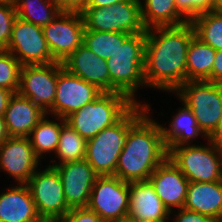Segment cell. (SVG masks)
I'll return each mask as SVG.
<instances>
[{"label": "cell", "instance_id": "cell-1", "mask_svg": "<svg viewBox=\"0 0 222 222\" xmlns=\"http://www.w3.org/2000/svg\"><path fill=\"white\" fill-rule=\"evenodd\" d=\"M194 35L195 29L191 22L179 26L146 29V86L175 92L186 82L187 51Z\"/></svg>", "mask_w": 222, "mask_h": 222}, {"label": "cell", "instance_id": "cell-2", "mask_svg": "<svg viewBox=\"0 0 222 222\" xmlns=\"http://www.w3.org/2000/svg\"><path fill=\"white\" fill-rule=\"evenodd\" d=\"M147 111L129 130L115 175L125 182L145 181L168 158L161 125Z\"/></svg>", "mask_w": 222, "mask_h": 222}, {"label": "cell", "instance_id": "cell-3", "mask_svg": "<svg viewBox=\"0 0 222 222\" xmlns=\"http://www.w3.org/2000/svg\"><path fill=\"white\" fill-rule=\"evenodd\" d=\"M148 104L135 103L116 123L87 141L86 158L98 176H114L128 130L147 112Z\"/></svg>", "mask_w": 222, "mask_h": 222}, {"label": "cell", "instance_id": "cell-4", "mask_svg": "<svg viewBox=\"0 0 222 222\" xmlns=\"http://www.w3.org/2000/svg\"><path fill=\"white\" fill-rule=\"evenodd\" d=\"M146 33L130 35L117 51L106 60L110 75V92L125 94L133 103L144 81V56Z\"/></svg>", "mask_w": 222, "mask_h": 222}, {"label": "cell", "instance_id": "cell-5", "mask_svg": "<svg viewBox=\"0 0 222 222\" xmlns=\"http://www.w3.org/2000/svg\"><path fill=\"white\" fill-rule=\"evenodd\" d=\"M134 104L123 93L103 92L96 100L67 116L65 121L88 141L116 123Z\"/></svg>", "mask_w": 222, "mask_h": 222}, {"label": "cell", "instance_id": "cell-6", "mask_svg": "<svg viewBox=\"0 0 222 222\" xmlns=\"http://www.w3.org/2000/svg\"><path fill=\"white\" fill-rule=\"evenodd\" d=\"M209 145L169 146L168 158L189 182L222 180V150Z\"/></svg>", "mask_w": 222, "mask_h": 222}, {"label": "cell", "instance_id": "cell-7", "mask_svg": "<svg viewBox=\"0 0 222 222\" xmlns=\"http://www.w3.org/2000/svg\"><path fill=\"white\" fill-rule=\"evenodd\" d=\"M174 93L193 112L208 137L222 119V84L186 81Z\"/></svg>", "mask_w": 222, "mask_h": 222}, {"label": "cell", "instance_id": "cell-8", "mask_svg": "<svg viewBox=\"0 0 222 222\" xmlns=\"http://www.w3.org/2000/svg\"><path fill=\"white\" fill-rule=\"evenodd\" d=\"M141 0H124L112 6L82 8L84 30L123 32L130 35L146 33L141 17Z\"/></svg>", "mask_w": 222, "mask_h": 222}, {"label": "cell", "instance_id": "cell-9", "mask_svg": "<svg viewBox=\"0 0 222 222\" xmlns=\"http://www.w3.org/2000/svg\"><path fill=\"white\" fill-rule=\"evenodd\" d=\"M26 185L44 222H53L70 210L60 175L54 167L48 166L40 172L36 170Z\"/></svg>", "mask_w": 222, "mask_h": 222}, {"label": "cell", "instance_id": "cell-10", "mask_svg": "<svg viewBox=\"0 0 222 222\" xmlns=\"http://www.w3.org/2000/svg\"><path fill=\"white\" fill-rule=\"evenodd\" d=\"M62 67L60 62L22 65L17 93L50 115L56 95L57 75Z\"/></svg>", "mask_w": 222, "mask_h": 222}, {"label": "cell", "instance_id": "cell-11", "mask_svg": "<svg viewBox=\"0 0 222 222\" xmlns=\"http://www.w3.org/2000/svg\"><path fill=\"white\" fill-rule=\"evenodd\" d=\"M87 207L104 222H113L128 216L129 183L116 176H98Z\"/></svg>", "mask_w": 222, "mask_h": 222}, {"label": "cell", "instance_id": "cell-12", "mask_svg": "<svg viewBox=\"0 0 222 222\" xmlns=\"http://www.w3.org/2000/svg\"><path fill=\"white\" fill-rule=\"evenodd\" d=\"M84 21L80 11H65L42 28L52 57L62 63L83 42Z\"/></svg>", "mask_w": 222, "mask_h": 222}, {"label": "cell", "instance_id": "cell-13", "mask_svg": "<svg viewBox=\"0 0 222 222\" xmlns=\"http://www.w3.org/2000/svg\"><path fill=\"white\" fill-rule=\"evenodd\" d=\"M22 65L56 62L43 36L42 27L16 18L8 45L4 48Z\"/></svg>", "mask_w": 222, "mask_h": 222}, {"label": "cell", "instance_id": "cell-14", "mask_svg": "<svg viewBox=\"0 0 222 222\" xmlns=\"http://www.w3.org/2000/svg\"><path fill=\"white\" fill-rule=\"evenodd\" d=\"M103 91L94 84L69 73L64 67L58 71L57 87L51 115L65 119L86 104L96 100Z\"/></svg>", "mask_w": 222, "mask_h": 222}, {"label": "cell", "instance_id": "cell-15", "mask_svg": "<svg viewBox=\"0 0 222 222\" xmlns=\"http://www.w3.org/2000/svg\"><path fill=\"white\" fill-rule=\"evenodd\" d=\"M60 175L66 203L70 209L87 207L98 175L84 159L54 166Z\"/></svg>", "mask_w": 222, "mask_h": 222}, {"label": "cell", "instance_id": "cell-16", "mask_svg": "<svg viewBox=\"0 0 222 222\" xmlns=\"http://www.w3.org/2000/svg\"><path fill=\"white\" fill-rule=\"evenodd\" d=\"M39 162L28 137H9L0 144V169L15 178L18 184L30 180Z\"/></svg>", "mask_w": 222, "mask_h": 222}, {"label": "cell", "instance_id": "cell-17", "mask_svg": "<svg viewBox=\"0 0 222 222\" xmlns=\"http://www.w3.org/2000/svg\"><path fill=\"white\" fill-rule=\"evenodd\" d=\"M148 180L170 214L173 208H183L189 181L169 158L156 168Z\"/></svg>", "mask_w": 222, "mask_h": 222}, {"label": "cell", "instance_id": "cell-18", "mask_svg": "<svg viewBox=\"0 0 222 222\" xmlns=\"http://www.w3.org/2000/svg\"><path fill=\"white\" fill-rule=\"evenodd\" d=\"M62 64L69 73L94 84L103 92H110V75L106 60L85 45L81 44Z\"/></svg>", "mask_w": 222, "mask_h": 222}, {"label": "cell", "instance_id": "cell-19", "mask_svg": "<svg viewBox=\"0 0 222 222\" xmlns=\"http://www.w3.org/2000/svg\"><path fill=\"white\" fill-rule=\"evenodd\" d=\"M128 216L138 222L170 218L169 210L149 180L129 182Z\"/></svg>", "mask_w": 222, "mask_h": 222}, {"label": "cell", "instance_id": "cell-20", "mask_svg": "<svg viewBox=\"0 0 222 222\" xmlns=\"http://www.w3.org/2000/svg\"><path fill=\"white\" fill-rule=\"evenodd\" d=\"M0 222H44L26 184H17L0 194Z\"/></svg>", "mask_w": 222, "mask_h": 222}, {"label": "cell", "instance_id": "cell-21", "mask_svg": "<svg viewBox=\"0 0 222 222\" xmlns=\"http://www.w3.org/2000/svg\"><path fill=\"white\" fill-rule=\"evenodd\" d=\"M183 208L222 222V180L216 182H189Z\"/></svg>", "mask_w": 222, "mask_h": 222}, {"label": "cell", "instance_id": "cell-22", "mask_svg": "<svg viewBox=\"0 0 222 222\" xmlns=\"http://www.w3.org/2000/svg\"><path fill=\"white\" fill-rule=\"evenodd\" d=\"M45 115L28 98L15 93L3 117L10 137H29L31 131Z\"/></svg>", "mask_w": 222, "mask_h": 222}, {"label": "cell", "instance_id": "cell-23", "mask_svg": "<svg viewBox=\"0 0 222 222\" xmlns=\"http://www.w3.org/2000/svg\"><path fill=\"white\" fill-rule=\"evenodd\" d=\"M216 50L196 35L190 41L186 57V81H208Z\"/></svg>", "mask_w": 222, "mask_h": 222}, {"label": "cell", "instance_id": "cell-24", "mask_svg": "<svg viewBox=\"0 0 222 222\" xmlns=\"http://www.w3.org/2000/svg\"><path fill=\"white\" fill-rule=\"evenodd\" d=\"M178 113H175L173 120L170 123V128H164L161 125L162 135L166 147L169 146H182L190 145V141L197 136H207L203 133L197 124L196 118L193 112L185 105Z\"/></svg>", "mask_w": 222, "mask_h": 222}, {"label": "cell", "instance_id": "cell-25", "mask_svg": "<svg viewBox=\"0 0 222 222\" xmlns=\"http://www.w3.org/2000/svg\"><path fill=\"white\" fill-rule=\"evenodd\" d=\"M141 17L146 29L179 26L189 22L176 8L175 0H143Z\"/></svg>", "mask_w": 222, "mask_h": 222}, {"label": "cell", "instance_id": "cell-26", "mask_svg": "<svg viewBox=\"0 0 222 222\" xmlns=\"http://www.w3.org/2000/svg\"><path fill=\"white\" fill-rule=\"evenodd\" d=\"M13 3L18 18L42 28L62 11L55 0H13Z\"/></svg>", "mask_w": 222, "mask_h": 222}, {"label": "cell", "instance_id": "cell-27", "mask_svg": "<svg viewBox=\"0 0 222 222\" xmlns=\"http://www.w3.org/2000/svg\"><path fill=\"white\" fill-rule=\"evenodd\" d=\"M61 122L57 123L47 119V114L38 122L29 134V141L34 149L35 155L40 159L45 152H56L62 125L66 122L61 117H56ZM32 136V137H31Z\"/></svg>", "mask_w": 222, "mask_h": 222}, {"label": "cell", "instance_id": "cell-28", "mask_svg": "<svg viewBox=\"0 0 222 222\" xmlns=\"http://www.w3.org/2000/svg\"><path fill=\"white\" fill-rule=\"evenodd\" d=\"M86 146L87 141L65 122L62 125L59 144L55 152L61 163L55 162L49 166L54 167L57 164L84 160L86 158Z\"/></svg>", "mask_w": 222, "mask_h": 222}, {"label": "cell", "instance_id": "cell-29", "mask_svg": "<svg viewBox=\"0 0 222 222\" xmlns=\"http://www.w3.org/2000/svg\"><path fill=\"white\" fill-rule=\"evenodd\" d=\"M130 36L123 32L84 30L82 44L102 59H109Z\"/></svg>", "mask_w": 222, "mask_h": 222}, {"label": "cell", "instance_id": "cell-30", "mask_svg": "<svg viewBox=\"0 0 222 222\" xmlns=\"http://www.w3.org/2000/svg\"><path fill=\"white\" fill-rule=\"evenodd\" d=\"M191 23L195 29V35L204 43L213 47L216 51L222 50V12L210 11L201 13Z\"/></svg>", "mask_w": 222, "mask_h": 222}, {"label": "cell", "instance_id": "cell-31", "mask_svg": "<svg viewBox=\"0 0 222 222\" xmlns=\"http://www.w3.org/2000/svg\"><path fill=\"white\" fill-rule=\"evenodd\" d=\"M22 64L10 52L0 49V87L17 93Z\"/></svg>", "mask_w": 222, "mask_h": 222}, {"label": "cell", "instance_id": "cell-32", "mask_svg": "<svg viewBox=\"0 0 222 222\" xmlns=\"http://www.w3.org/2000/svg\"><path fill=\"white\" fill-rule=\"evenodd\" d=\"M177 10L191 22L201 13L216 11V0H175Z\"/></svg>", "mask_w": 222, "mask_h": 222}, {"label": "cell", "instance_id": "cell-33", "mask_svg": "<svg viewBox=\"0 0 222 222\" xmlns=\"http://www.w3.org/2000/svg\"><path fill=\"white\" fill-rule=\"evenodd\" d=\"M16 18L14 3L0 4V49L8 45Z\"/></svg>", "mask_w": 222, "mask_h": 222}, {"label": "cell", "instance_id": "cell-34", "mask_svg": "<svg viewBox=\"0 0 222 222\" xmlns=\"http://www.w3.org/2000/svg\"><path fill=\"white\" fill-rule=\"evenodd\" d=\"M53 222H104L103 219L88 207L70 209Z\"/></svg>", "mask_w": 222, "mask_h": 222}, {"label": "cell", "instance_id": "cell-35", "mask_svg": "<svg viewBox=\"0 0 222 222\" xmlns=\"http://www.w3.org/2000/svg\"><path fill=\"white\" fill-rule=\"evenodd\" d=\"M177 215L174 222H216L211 217L190 211L185 208L177 209Z\"/></svg>", "mask_w": 222, "mask_h": 222}, {"label": "cell", "instance_id": "cell-36", "mask_svg": "<svg viewBox=\"0 0 222 222\" xmlns=\"http://www.w3.org/2000/svg\"><path fill=\"white\" fill-rule=\"evenodd\" d=\"M210 82L222 84V50L216 51Z\"/></svg>", "mask_w": 222, "mask_h": 222}, {"label": "cell", "instance_id": "cell-37", "mask_svg": "<svg viewBox=\"0 0 222 222\" xmlns=\"http://www.w3.org/2000/svg\"><path fill=\"white\" fill-rule=\"evenodd\" d=\"M58 6L65 11H80L86 0H55Z\"/></svg>", "mask_w": 222, "mask_h": 222}, {"label": "cell", "instance_id": "cell-38", "mask_svg": "<svg viewBox=\"0 0 222 222\" xmlns=\"http://www.w3.org/2000/svg\"><path fill=\"white\" fill-rule=\"evenodd\" d=\"M207 141L212 143L218 149L222 150V119L217 124L216 128L207 137Z\"/></svg>", "mask_w": 222, "mask_h": 222}, {"label": "cell", "instance_id": "cell-39", "mask_svg": "<svg viewBox=\"0 0 222 222\" xmlns=\"http://www.w3.org/2000/svg\"><path fill=\"white\" fill-rule=\"evenodd\" d=\"M15 94L11 90L0 87V116L3 117L10 99Z\"/></svg>", "mask_w": 222, "mask_h": 222}, {"label": "cell", "instance_id": "cell-40", "mask_svg": "<svg viewBox=\"0 0 222 222\" xmlns=\"http://www.w3.org/2000/svg\"><path fill=\"white\" fill-rule=\"evenodd\" d=\"M122 1L124 0H86L85 6L83 8L107 7Z\"/></svg>", "mask_w": 222, "mask_h": 222}, {"label": "cell", "instance_id": "cell-41", "mask_svg": "<svg viewBox=\"0 0 222 222\" xmlns=\"http://www.w3.org/2000/svg\"><path fill=\"white\" fill-rule=\"evenodd\" d=\"M9 137L4 117L0 116V144L4 143Z\"/></svg>", "mask_w": 222, "mask_h": 222}, {"label": "cell", "instance_id": "cell-42", "mask_svg": "<svg viewBox=\"0 0 222 222\" xmlns=\"http://www.w3.org/2000/svg\"><path fill=\"white\" fill-rule=\"evenodd\" d=\"M113 222H138V221L130 216H125V217L118 219L116 221H113Z\"/></svg>", "mask_w": 222, "mask_h": 222}, {"label": "cell", "instance_id": "cell-43", "mask_svg": "<svg viewBox=\"0 0 222 222\" xmlns=\"http://www.w3.org/2000/svg\"><path fill=\"white\" fill-rule=\"evenodd\" d=\"M217 1V11L222 12V0H216Z\"/></svg>", "mask_w": 222, "mask_h": 222}, {"label": "cell", "instance_id": "cell-44", "mask_svg": "<svg viewBox=\"0 0 222 222\" xmlns=\"http://www.w3.org/2000/svg\"><path fill=\"white\" fill-rule=\"evenodd\" d=\"M169 218H165V219H160V220H152V221H147V222H167Z\"/></svg>", "mask_w": 222, "mask_h": 222}, {"label": "cell", "instance_id": "cell-45", "mask_svg": "<svg viewBox=\"0 0 222 222\" xmlns=\"http://www.w3.org/2000/svg\"><path fill=\"white\" fill-rule=\"evenodd\" d=\"M13 3V0H0V4Z\"/></svg>", "mask_w": 222, "mask_h": 222}]
</instances>
